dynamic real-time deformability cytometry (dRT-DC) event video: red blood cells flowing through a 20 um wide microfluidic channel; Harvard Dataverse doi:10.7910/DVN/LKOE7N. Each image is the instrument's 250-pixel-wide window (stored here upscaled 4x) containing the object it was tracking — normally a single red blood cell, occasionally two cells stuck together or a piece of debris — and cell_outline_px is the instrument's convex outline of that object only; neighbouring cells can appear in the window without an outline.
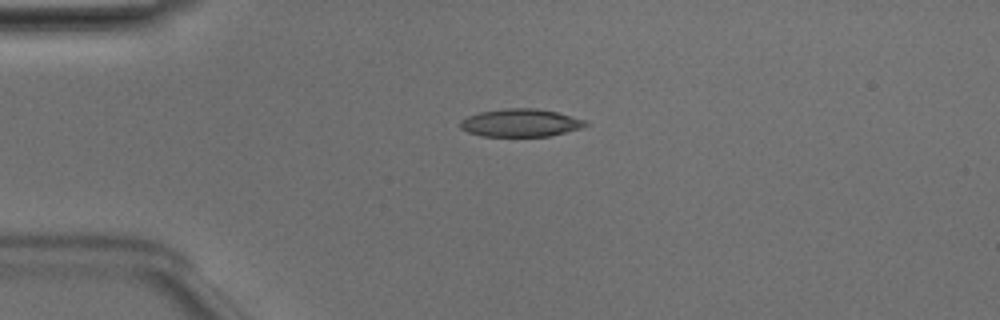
{"species": "Egyptian fruit bat (a non-hibernating species)", "species_latin": "Rousettus aegyptiacus", "temperature_condition": "room temperature", "stored_images_in_passage": 50, "camera_frame_rate_fps": 3000, "um_per_image_px": 0.085, "animal": {"sex": "male"}, "frame": {"image": 1, "passage_image": 12, "time_ms": 3.667, "image_size_px": [1000, 320], "cell_outline_px": [[588, 124], [580, 128], [548, 136], [480, 136], [468, 132], [460, 128], [460, 120], [468, 116], [480, 112], [508, 108], [536, 108], [556, 112], [588, 120]], "centroid_in_image_um": [44.23, 10.44], "position_along_channel_um": 40.8, "area_um2": 20.23}}
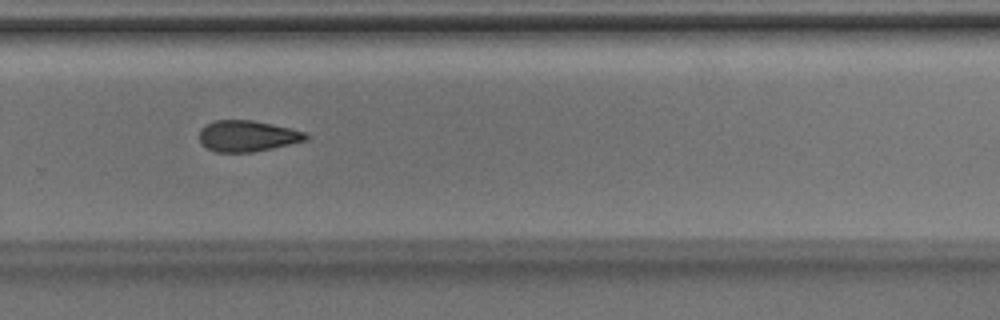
{"frame": {"image": 2, "passage_image": 34, "time_ms": 11.0, "image_size_px": [1000, 320], "cell_outline_px": [[308, 140], [272, 148], [252, 152], [216, 152], [208, 148], [200, 140], [200, 128], [204, 124], [216, 120], [252, 120], [288, 128], [304, 132], [308, 136]], "centroid_in_image_um": [21.0, 11.56], "position_along_channel_um": 308.8, "area_um2": 19.07}}
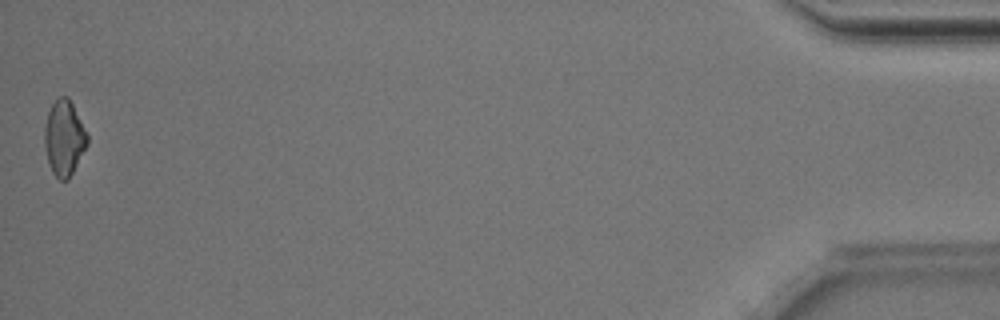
{"frame": {"image": 3, "passage_image": 50, "time_ms": 16.333, "image_size_px": [1000, 320], "cell_outline_px": [[88, 144], [68, 180], [60, 180], [52, 172], [48, 164], [44, 144], [44, 128], [48, 112], [52, 104], [60, 96], [68, 96], [88, 136]], "centroid_in_image_um": [5.43, 11.75], "position_along_channel_um": 429.8, "area_um2": 18.61}, "authors_computed_cell_mechanics": {"area_um2": 20.2589, "velocity_mm_per_s": 4.0367, "shape_relaxation_time_tau1_ms": 8.4022, "shape_relaxation_time_tau2_ms": null, "deformation_change_tau1": 0.16, "deformation_change_tau2": null}}